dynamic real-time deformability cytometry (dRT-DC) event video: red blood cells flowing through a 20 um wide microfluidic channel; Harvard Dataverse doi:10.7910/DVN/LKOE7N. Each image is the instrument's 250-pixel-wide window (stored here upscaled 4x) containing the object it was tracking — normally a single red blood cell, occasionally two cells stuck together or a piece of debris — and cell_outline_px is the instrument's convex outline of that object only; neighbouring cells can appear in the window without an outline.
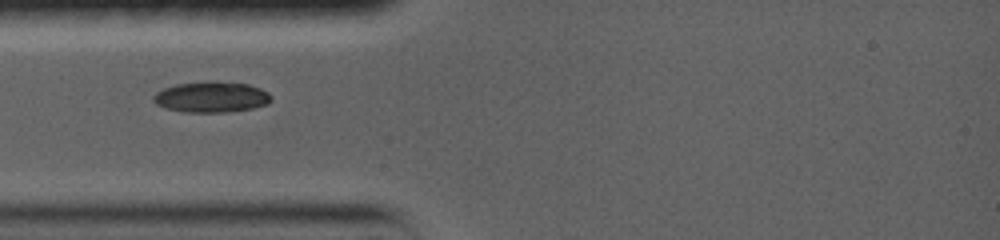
{"species": "common noctule bat (a hibernating species)", "species_latin": "Nyctalus noctula", "temperature_condition": "warm", "stored_images_in_passage": 51, "camera_frame_rate_fps": 5000, "um_per_image_px": 0.085, "animal": {"sex": "female", "body_mass_g": 19.0, "forearm_length_mm": 56.7}, "frame": {"image": 1, "passage_image": 1, "time_ms": 0.0, "image_size_px": [1000, 240], "cell_outline_px": [[272, 100], [268, 104], [252, 108], [224, 112], [184, 112], [164, 108], [156, 104], [152, 100], [152, 96], [156, 92], [164, 88], [176, 84], [208, 80], [212, 80], [248, 84], [260, 88], [268, 92], [272, 96]], "centroid_in_image_um": [17.95, 8.23], "position_along_channel_um": 67.0, "area_um2": 21.44}}
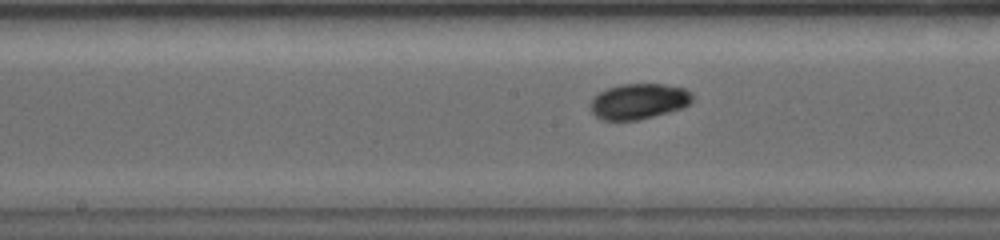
{"frame": {"image": 2, "passage_image": 15, "time_ms": 3.4, "image_size_px": [1000, 240], "cell_outline_px": [[692, 100], [688, 104], [680, 108], [668, 112], [636, 120], [604, 120], [596, 116], [592, 112], [592, 96], [608, 88], [620, 84], [664, 84], [684, 88], [692, 92]], "centroid_in_image_um": [54.29, 8.6], "position_along_channel_um": 193.9, "area_um2": 20.87}}
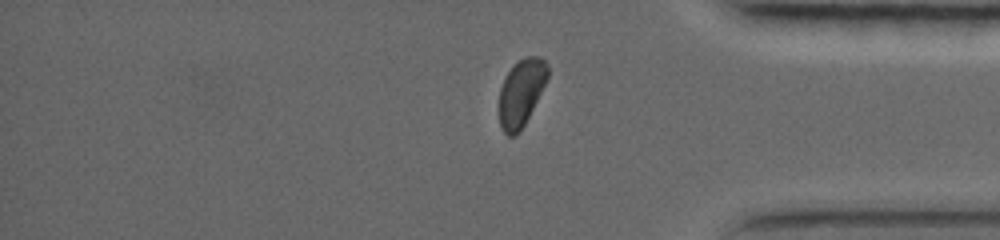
{"frame": {"image": 3, "passage_image": 39, "time_ms": 9.0, "image_size_px": [1000, 240], "cell_outline_px": [[548, 76], [524, 124], [512, 136], [508, 136], [504, 132], [500, 124], [500, 88], [508, 72], [524, 56], [540, 56], [548, 64]], "centroid_in_image_um": [44.31, 7.83], "position_along_channel_um": 390.9, "area_um2": 18.15}}